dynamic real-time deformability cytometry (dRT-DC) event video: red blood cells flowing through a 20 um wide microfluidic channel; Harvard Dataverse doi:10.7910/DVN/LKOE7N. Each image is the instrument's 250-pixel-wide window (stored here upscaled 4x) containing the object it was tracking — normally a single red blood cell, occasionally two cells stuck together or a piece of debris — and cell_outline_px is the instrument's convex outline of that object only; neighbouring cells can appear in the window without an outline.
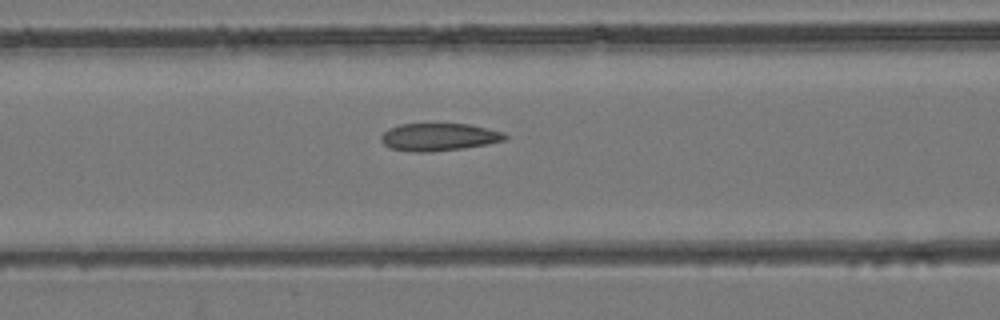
{"species": "common noctule bat (a hibernating species)", "species_latin": "Nyctalus noctula", "temperature_condition": "room temperature", "stored_images_in_passage": 40, "camera_frame_rate_fps": 3000, "um_per_image_px": 0.085, "animal": {"sex": "female", "body_mass_g": 24.6, "forearm_length_mm": 56.2}, "frame": {"image": 1, "passage_image": 19, "time_ms": 6.0, "image_size_px": [1000, 320], "cell_outline_px": [[508, 136], [504, 140], [488, 144], [464, 148], [428, 152], [412, 152], [388, 148], [380, 140], [380, 136], [388, 128], [400, 124], [468, 124], [504, 132]], "centroid_in_image_um": [37.27, 11.65], "position_along_channel_um": 129.3, "area_um2": 20.0}}
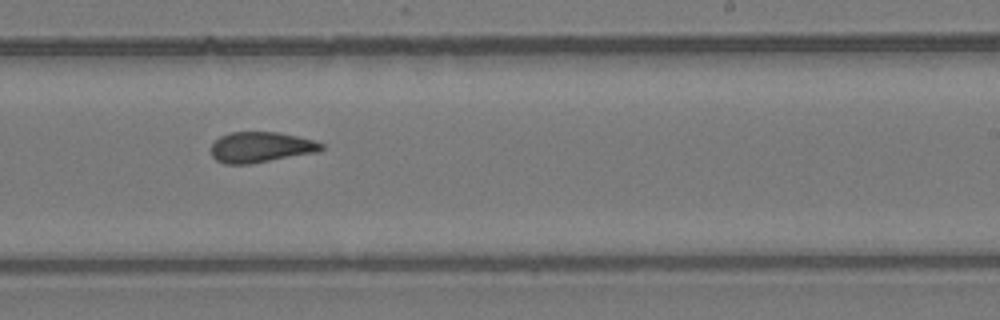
{"frame": {"image": 2, "passage_image": 28, "time_ms": 9.0, "image_size_px": [1000, 320], "cell_outline_px": [[324, 148], [316, 152], [248, 164], [224, 164], [216, 160], [212, 156], [212, 144], [220, 136], [232, 132], [280, 132], [312, 140], [324, 144]], "centroid_in_image_um": [22.15, 12.51], "position_along_channel_um": 266.9, "area_um2": 19.42}}
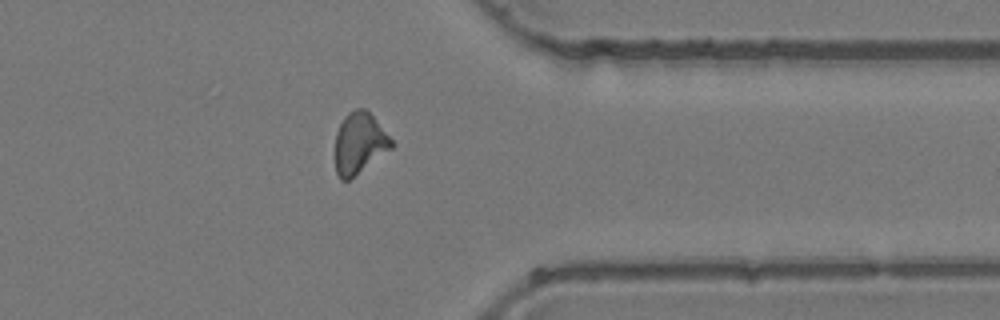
{"frame": {"image": 3, "passage_image": 36, "time_ms": 11.667, "image_size_px": [1000, 320], "cell_outline_px": [[396, 144], [392, 148], [348, 180], [340, 180], [336, 172], [336, 132], [344, 116], [348, 112], [356, 108], [364, 108], [372, 116]], "centroid_in_image_um": [30.55, 12.16], "position_along_channel_um": 380.9, "area_um2": 19.77}}